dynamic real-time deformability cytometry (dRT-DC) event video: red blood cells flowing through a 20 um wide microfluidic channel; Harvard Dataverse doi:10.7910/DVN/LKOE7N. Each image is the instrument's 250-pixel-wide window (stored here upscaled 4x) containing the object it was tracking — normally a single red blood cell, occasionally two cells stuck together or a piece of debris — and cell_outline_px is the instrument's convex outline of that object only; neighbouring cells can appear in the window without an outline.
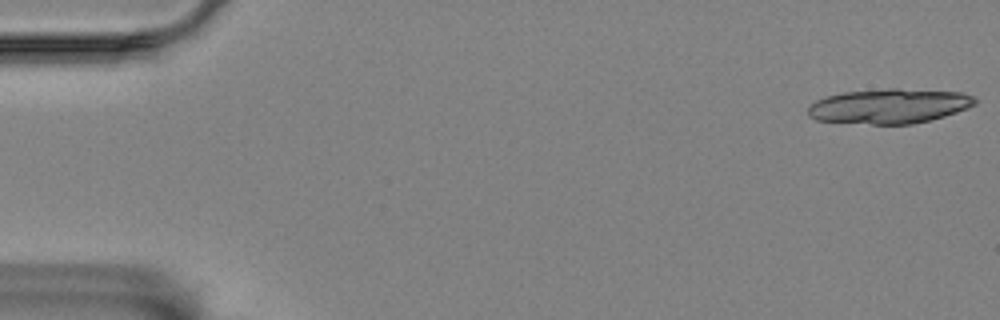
{"species": "Egyptian fruit bat (a non-hibernating species)", "species_latin": "Rousettus aegyptiacus", "temperature_condition": "room temperature", "stored_images_in_passage": 18, "camera_frame_rate_fps": 3000, "um_per_image_px": 0.085, "animal": {"sex": "female"}, "frame": {"image": 1, "passage_image": 1, "time_ms": 0.0, "image_size_px": [1000, 320], "cell_outline_px": [[976, 104], [968, 108], [944, 116], [912, 124], [872, 124], [816, 120], [808, 116], [808, 108], [816, 100], [828, 96], [844, 92], [888, 88], [896, 88], [964, 92], [972, 96], [976, 100]], "centroid_in_image_um": [75.6, 9.01], "position_along_channel_um": 9.4, "area_um2": 33.76}}